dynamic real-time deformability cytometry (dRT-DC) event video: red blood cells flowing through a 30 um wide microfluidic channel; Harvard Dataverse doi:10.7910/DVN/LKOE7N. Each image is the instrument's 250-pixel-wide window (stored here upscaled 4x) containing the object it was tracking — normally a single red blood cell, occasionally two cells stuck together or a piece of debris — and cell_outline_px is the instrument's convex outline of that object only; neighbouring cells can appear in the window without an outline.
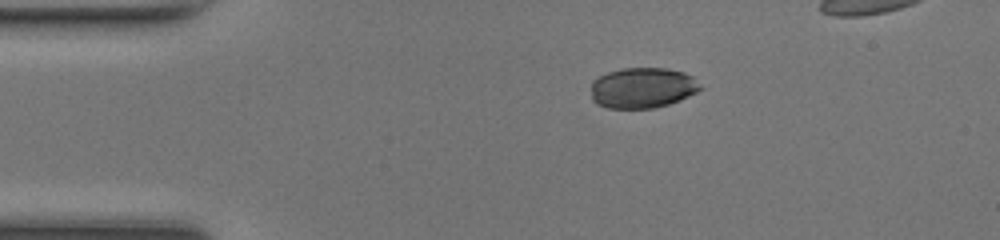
{"species": "common noctule bat (a hibernating species)", "species_latin": "Nyctalus noctula", "temperature_condition": "room temperature", "stored_images_in_passage": 36, "camera_frame_rate_fps": 3000, "um_per_image_px": 0.085, "animal": {"sex": "female", "body_mass_g": 17.0, "forearm_length_mm": 48.0}, "frame": {"image": 1, "passage_image": 1, "time_ms": 0.0, "image_size_px": [1000, 240], "cell_outline_px": [[704, 88], [680, 100], [656, 108], [608, 108], [596, 104], [592, 100], [592, 80], [608, 72], [620, 68], [664, 68], [684, 72], [692, 76]], "centroid_in_image_um": [54.61, 7.47], "position_along_channel_um": 30.4, "area_um2": 25.95}}
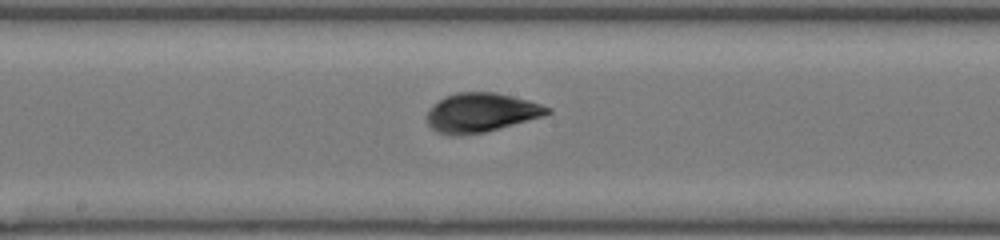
{"frame": {"image": 2, "passage_image": 17, "time_ms": 5.333, "image_size_px": [1000, 240], "cell_outline_px": [[552, 112], [544, 116], [484, 132], [460, 136], [448, 136], [436, 132], [428, 124], [424, 116], [444, 96], [456, 92], [496, 92], [528, 100], [552, 108]], "centroid_in_image_um": [40.88, 9.58], "position_along_channel_um": 207.3, "area_um2": 27.57}}
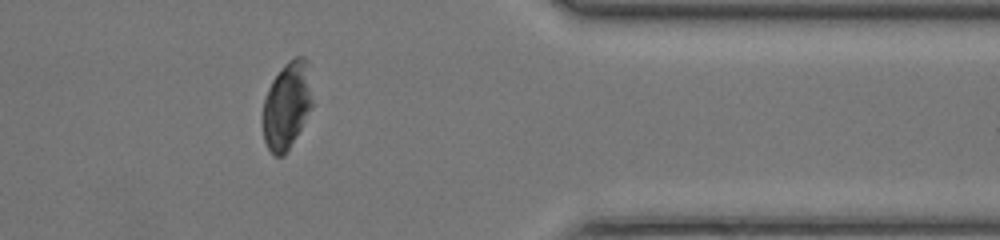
{"frame": {"image": 3, "passage_image": 31, "time_ms": 10.0, "image_size_px": [1000, 240], "cell_outline_px": [[312, 104], [300, 128], [284, 156], [272, 156], [264, 140], [264, 100], [268, 88], [272, 80], [284, 64], [288, 60], [296, 56], [304, 56], [308, 60], [312, 100]], "centroid_in_image_um": [24.38, 8.92], "position_along_channel_um": 387.0, "area_um2": 24.8}, "authors_computed_cell_mechanics": {"area_um2": 26.7903, "velocity_mm_per_s": 4.2674, "shape_relaxation_time_tau1_ms": 3.2485, "shape_relaxation_time_tau2_ms": 1.3232, "deformation_change_tau1": 0.0748, "deformation_change_tau2": 0.052}}